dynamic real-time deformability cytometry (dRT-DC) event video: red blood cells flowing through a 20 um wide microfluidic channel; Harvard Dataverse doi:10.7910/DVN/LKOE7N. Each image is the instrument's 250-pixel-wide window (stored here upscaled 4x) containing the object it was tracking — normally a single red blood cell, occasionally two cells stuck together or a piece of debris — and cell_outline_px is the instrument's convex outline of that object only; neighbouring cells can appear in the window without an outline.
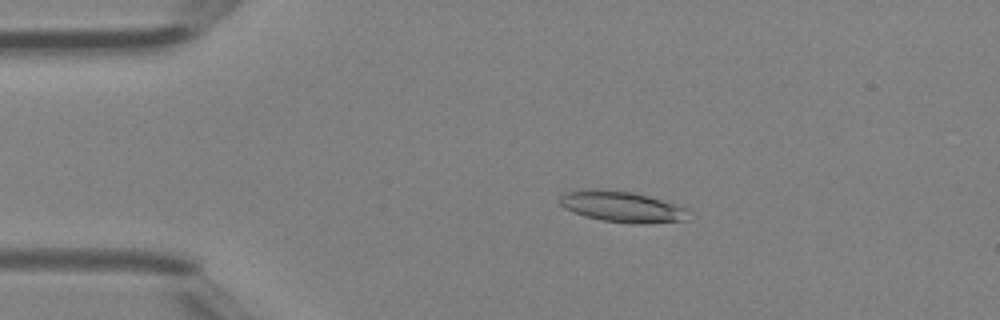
{"species": "Egyptian fruit bat (a non-hibernating species)", "species_latin": "Rousettus aegyptiacus", "temperature_condition": "room temperature", "stored_images_in_passage": 46, "camera_frame_rate_fps": 3000, "um_per_image_px": 0.085, "animal": {"sex": "female"}, "frame": {"image": 1, "passage_image": 9, "time_ms": 2.667, "image_size_px": [1000, 320], "cell_outline_px": [[692, 208], [684, 220], [648, 224], [632, 224], [604, 220], [584, 216], [572, 212], [564, 208], [560, 204], [560, 196], [564, 192], [596, 188], [632, 192], [648, 196]], "centroid_in_image_um": [52.9, 17.57], "position_along_channel_um": 32.1, "area_um2": 23.47}}
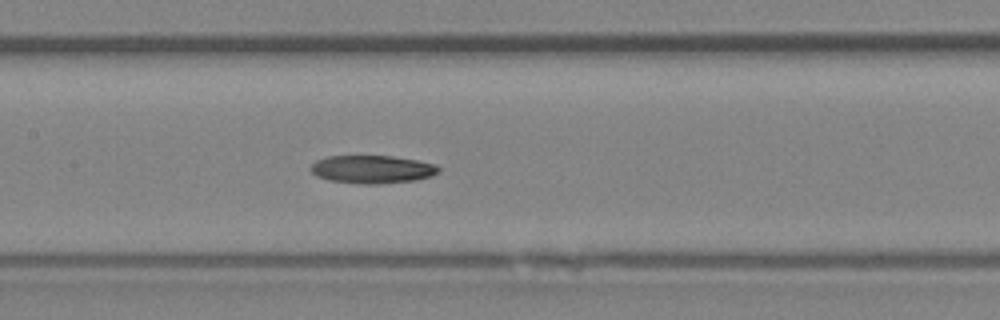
{"frame": {"image": 2, "passage_image": 22, "time_ms": 7.0, "image_size_px": [1000, 320], "cell_outline_px": [[440, 172], [432, 176], [416, 180], [380, 184], [360, 184], [328, 180], [316, 176], [308, 168], [316, 160], [328, 156], [392, 156], [416, 160], [436, 164], [440, 168]], "centroid_in_image_um": [31.64, 14.4], "position_along_channel_um": 175.8, "area_um2": 21.1}}
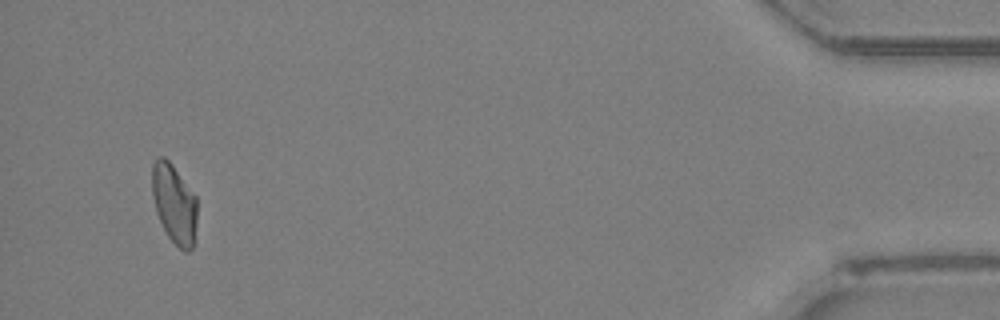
{"frame": {"image": 3, "passage_image": 44, "time_ms": 14.333, "image_size_px": [1000, 320], "cell_outline_px": [[196, 224], [192, 248], [188, 252], [184, 252], [168, 236], [156, 212], [152, 196], [152, 164], [156, 156], [164, 156], [172, 164], [196, 196]], "centroid_in_image_um": [14.79, 17.28], "position_along_channel_um": 420.4, "area_um2": 20.75}}